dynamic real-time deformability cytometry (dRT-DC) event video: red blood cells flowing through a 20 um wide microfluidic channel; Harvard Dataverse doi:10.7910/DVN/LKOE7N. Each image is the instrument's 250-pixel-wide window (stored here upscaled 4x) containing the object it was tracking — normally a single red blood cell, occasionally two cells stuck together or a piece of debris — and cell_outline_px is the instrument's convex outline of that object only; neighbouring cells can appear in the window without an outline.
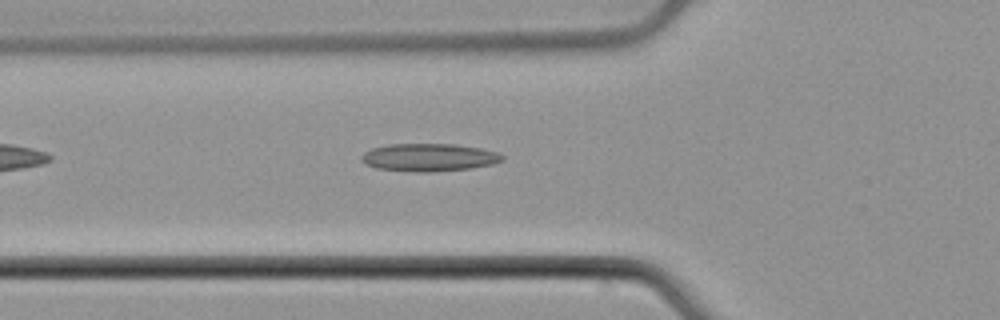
{"species": "common noctule bat (a hibernating species)", "species_latin": "Nyctalus noctula", "temperature_condition": "cold", "stored_images_in_passage": 32, "camera_frame_rate_fps": 3000, "um_per_image_px": 0.085, "animal": {"sex": "male", "body_mass_g": 21.5, "forearm_length_mm": 52.0}, "frame": {"image": 1, "passage_image": 4, "time_ms": 1.0, "image_size_px": [1000, 320], "cell_outline_px": [[504, 160], [492, 164], [472, 168], [432, 172], [416, 172], [376, 168], [364, 164], [360, 160], [360, 156], [364, 152], [372, 148], [388, 144], [456, 144], [480, 148], [496, 152], [504, 156]], "centroid_in_image_um": [36.43, 13.38], "position_along_channel_um": 89.4, "area_um2": 22.95}}
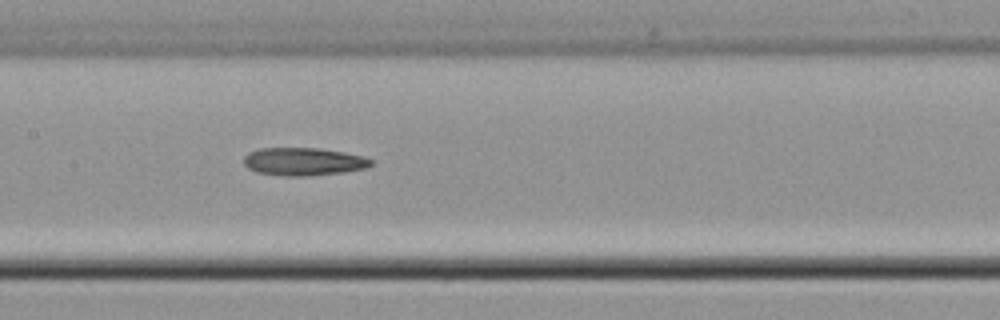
{"frame": {"image": 2, "passage_image": 11, "time_ms": 3.333, "image_size_px": [1000, 320], "cell_outline_px": [[372, 164], [368, 168], [344, 172], [312, 176], [284, 176], [256, 172], [248, 168], [244, 164], [244, 156], [248, 152], [260, 148], [316, 148], [344, 152], [364, 156], [372, 160]], "centroid_in_image_um": [25.8, 13.74], "position_along_channel_um": 181.6, "area_um2": 20.87}}
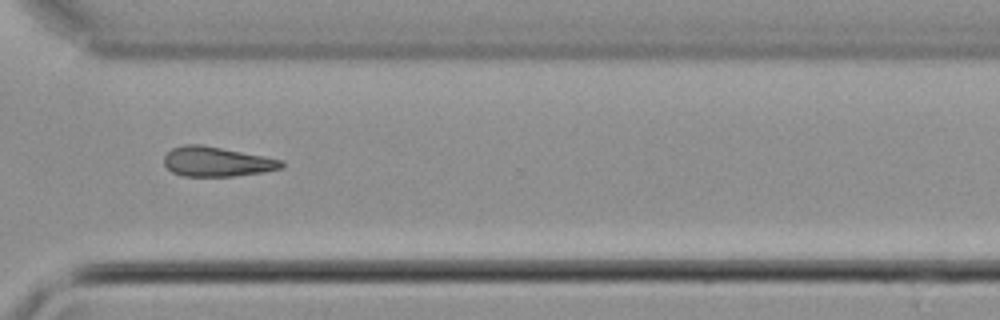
{"frame": {"image": 3, "passage_image": 24, "time_ms": 7.667, "image_size_px": [1000, 320], "cell_outline_px": [[284, 168], [264, 172], [236, 176], [184, 176], [172, 172], [164, 164], [164, 156], [172, 148], [184, 144], [204, 144], [284, 160]], "centroid_in_image_um": [18.45, 13.73], "position_along_channel_um": 352.1, "area_um2": 20.58}}